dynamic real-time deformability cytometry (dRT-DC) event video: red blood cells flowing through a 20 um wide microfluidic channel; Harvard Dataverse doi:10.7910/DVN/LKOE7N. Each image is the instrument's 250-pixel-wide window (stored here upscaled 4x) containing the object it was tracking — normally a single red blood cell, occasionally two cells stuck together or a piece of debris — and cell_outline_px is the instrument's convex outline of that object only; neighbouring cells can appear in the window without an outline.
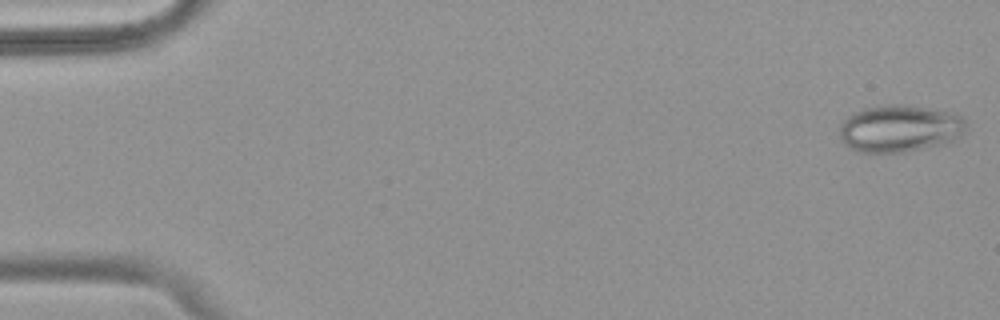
{"species": "common noctule bat (a hibernating species)", "species_latin": "Nyctalus noctula", "temperature_condition": "warm", "stored_images_in_passage": 52, "camera_frame_rate_fps": 3000, "um_per_image_px": 0.085, "animal": {"sex": "female", "body_mass_g": 18.4}, "frame": {"image": 1, "passage_image": 1, "time_ms": 0.0, "image_size_px": [1000, 320], "cell_outline_px": [[968, 128], [960, 136], [948, 144], [904, 152], [860, 152], [844, 144], [840, 136], [840, 124], [848, 116], [864, 108], [880, 104], [904, 104], [948, 112], [964, 116]], "centroid_in_image_um": [76.52, 10.92], "position_along_channel_um": 8.5, "area_um2": 35.08}}
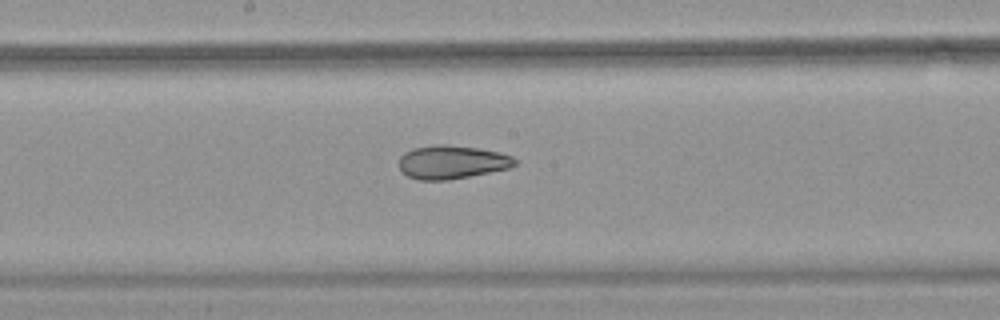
{"frame": {"image": 2, "passage_image": 28, "time_ms": 9.0, "image_size_px": [1000, 320], "cell_outline_px": [[516, 164], [508, 168], [448, 180], [420, 180], [408, 176], [400, 172], [400, 156], [404, 152], [412, 148], [436, 144], [444, 144], [476, 148], [500, 152], [512, 156], [516, 160]], "centroid_in_image_um": [38.37, 13.77], "position_along_channel_um": 209.8, "area_um2": 22.48}}
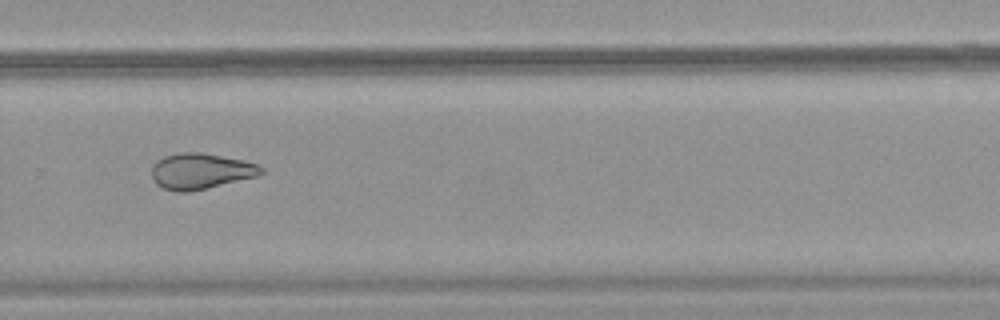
{"frame": {"image": 3, "passage_image": 36, "time_ms": 11.667, "image_size_px": [1000, 320], "cell_outline_px": [[264, 172], [256, 176], [208, 188], [188, 192], [176, 192], [164, 188], [156, 184], [152, 176], [152, 168], [156, 160], [164, 156], [180, 152], [200, 152], [244, 160], [260, 164], [264, 168]], "centroid_in_image_um": [17.07, 14.54], "position_along_channel_um": 312.7, "area_um2": 22.95}, "authors_computed_cell_mechanics": {"area_um2": 27.0504, "velocity_mm_per_s": 3.8669, "shape_relaxation_time_tau1_ms": null, "shape_relaxation_time_tau2_ms": 2.6101, "deformation_change_tau1": null, "deformation_change_tau2": 0.0926}}